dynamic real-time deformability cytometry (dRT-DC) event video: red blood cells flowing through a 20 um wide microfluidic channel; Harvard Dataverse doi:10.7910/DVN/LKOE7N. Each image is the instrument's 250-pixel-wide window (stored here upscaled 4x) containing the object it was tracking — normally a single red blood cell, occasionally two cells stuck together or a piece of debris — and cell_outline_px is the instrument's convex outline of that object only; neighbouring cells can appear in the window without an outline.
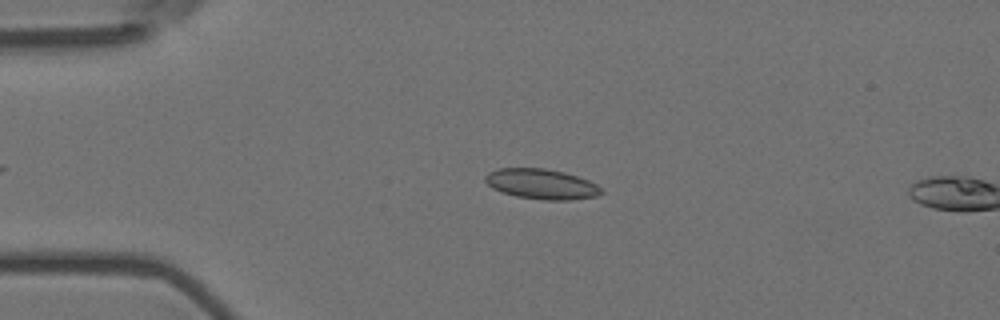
{"species": "Egyptian fruit bat (a non-hibernating species)", "species_latin": "Rousettus aegyptiacus", "temperature_condition": "room temperature", "stored_images_in_passage": 5, "camera_frame_rate_fps": 3000, "um_per_image_px": 0.085, "animal": {"sex": "female"}, "frame": {"image": 1, "passage_image": 4, "time_ms": 1.0, "image_size_px": [1000, 320], "cell_outline_px": [[604, 192], [596, 196], [572, 200], [544, 200], [516, 196], [492, 188], [484, 180], [484, 176], [488, 172], [500, 168], [544, 168], [564, 172], [588, 180], [596, 184]], "centroid_in_image_um": [46.02, 15.64], "position_along_channel_um": 39.0, "area_um2": 20.35}}